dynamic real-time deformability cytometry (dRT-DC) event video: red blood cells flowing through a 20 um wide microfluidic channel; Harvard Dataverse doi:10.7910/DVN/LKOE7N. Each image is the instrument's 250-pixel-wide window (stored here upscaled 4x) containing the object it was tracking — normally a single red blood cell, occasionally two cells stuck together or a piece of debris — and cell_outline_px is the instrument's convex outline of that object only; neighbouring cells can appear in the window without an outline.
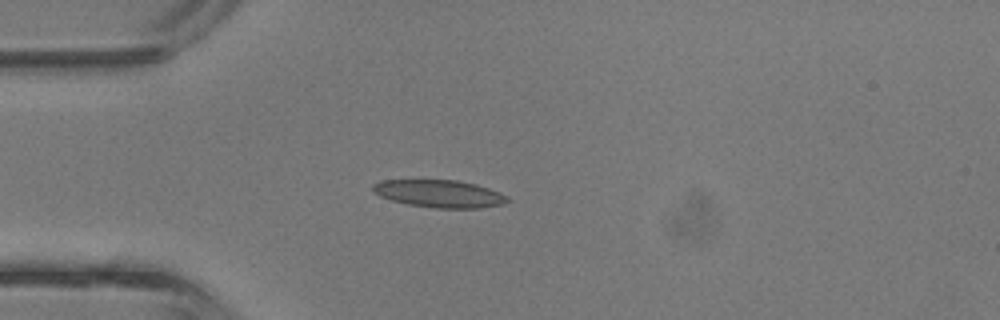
{"species": "common noctule bat (a hibernating species)", "species_latin": "Nyctalus noctula", "temperature_condition": "room temperature", "stored_images_in_passage": 3, "camera_frame_rate_fps": 3000, "um_per_image_px": 0.085, "animal": {"sex": "male", "body_mass_g": 13.3}, "frame": {"image": 1, "passage_image": 3, "time_ms": 0.667, "image_size_px": [1000, 320], "cell_outline_px": [[512, 200], [504, 204], [480, 208], [436, 208], [408, 204], [392, 200], [380, 196], [372, 192], [372, 184], [380, 180], [456, 180], [476, 184], [500, 192], [508, 196]], "centroid_in_image_um": [37.37, 16.46], "position_along_channel_um": 47.6, "area_um2": 21.73}}